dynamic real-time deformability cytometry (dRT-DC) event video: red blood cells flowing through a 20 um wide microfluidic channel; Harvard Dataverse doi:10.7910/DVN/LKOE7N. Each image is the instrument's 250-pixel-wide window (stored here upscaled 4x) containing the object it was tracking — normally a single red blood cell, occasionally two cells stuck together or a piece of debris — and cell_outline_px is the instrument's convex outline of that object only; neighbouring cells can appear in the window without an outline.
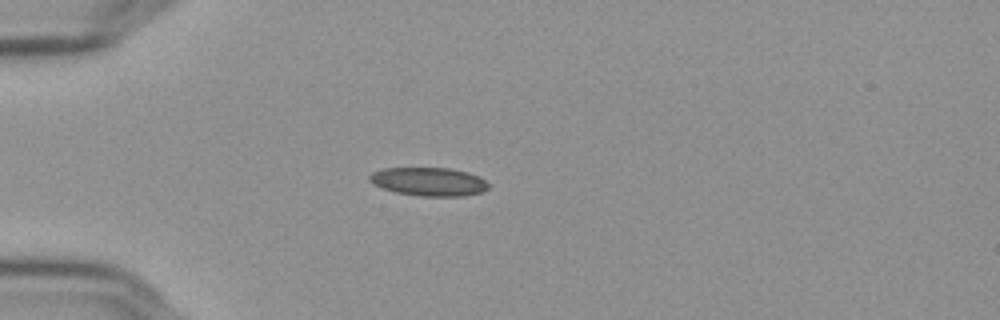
{"species": "Egyptian fruit bat (a non-hibernating species)", "species_latin": "Rousettus aegyptiacus", "temperature_condition": "cold", "stored_images_in_passage": 42, "camera_frame_rate_fps": 3000, "um_per_image_px": 0.085, "frame": {"image": 1, "passage_image": 1, "time_ms": 0.0, "image_size_px": [1000, 320], "cell_outline_px": [[488, 188], [484, 192], [464, 196], [420, 196], [396, 192], [380, 188], [372, 184], [368, 180], [368, 176], [372, 172], [384, 168], [448, 168], [468, 172], [480, 176], [488, 184]], "centroid_in_image_um": [36.43, 15.44], "position_along_channel_um": 48.6, "area_um2": 19.94}}
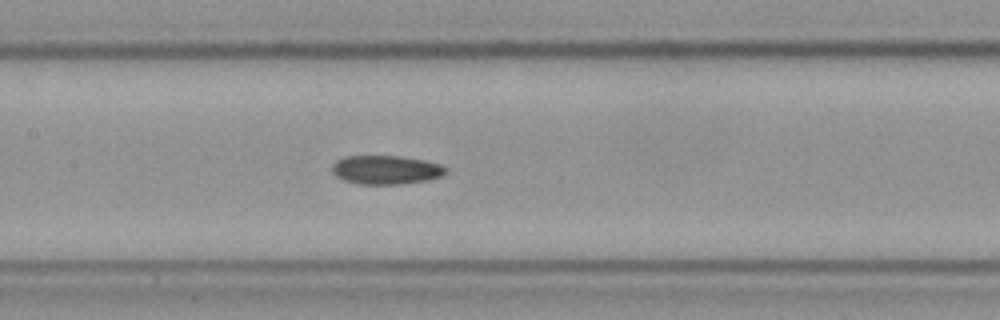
{"frame": {"image": 2, "passage_image": 13, "time_ms": 4.0, "image_size_px": [1000, 320], "cell_outline_px": [[448, 172], [440, 176], [424, 180], [396, 184], [360, 184], [344, 180], [336, 176], [332, 172], [332, 164], [336, 160], [344, 156], [396, 156], [424, 160], [440, 164], [448, 168]], "centroid_in_image_um": [32.78, 14.42], "position_along_channel_um": 174.6, "area_um2": 18.96}}
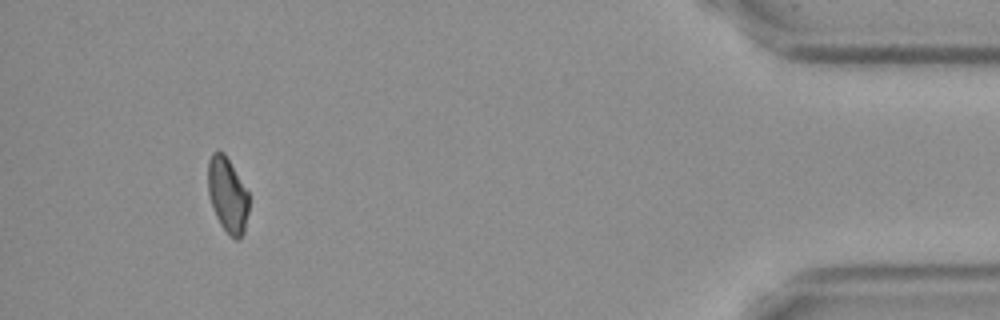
{"frame": {"image": 3, "passage_image": 38, "time_ms": 12.333, "image_size_px": [1000, 320], "cell_outline_px": [[248, 212], [244, 232], [236, 240], [228, 236], [220, 224], [212, 208], [208, 192], [208, 160], [212, 152], [224, 152], [248, 192]], "centroid_in_image_um": [19.33, 16.59], "position_along_channel_um": 415.9, "area_um2": 17.86}, "authors_computed_cell_mechanics": {"area_um2": 18.6694, "velocity_mm_per_s": 3.6108, "shape_relaxation_time_tau1_ms": 9.0941, "shape_relaxation_time_tau2_ms": 6.3549, "deformation_change_tau1": 0.1794, "deformation_change_tau2": 0.1326}}